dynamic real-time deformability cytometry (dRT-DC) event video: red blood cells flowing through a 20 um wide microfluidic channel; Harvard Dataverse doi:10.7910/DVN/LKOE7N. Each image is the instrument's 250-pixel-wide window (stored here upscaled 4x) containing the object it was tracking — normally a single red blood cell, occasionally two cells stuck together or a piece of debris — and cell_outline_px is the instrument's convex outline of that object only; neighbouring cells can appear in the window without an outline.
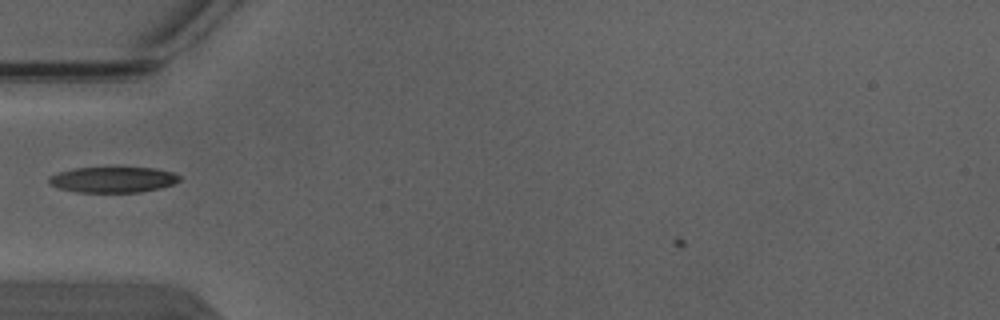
{"species": "Egyptian fruit bat (a non-hibernating species)", "species_latin": "Rousettus aegyptiacus", "temperature_condition": "warm", "stored_images_in_passage": 3, "camera_frame_rate_fps": 3000, "um_per_image_px": 0.085, "animal": {"sex": "male"}, "frame": {"image": 1, "passage_image": 2, "time_ms": 0.333, "image_size_px": [1000, 320], "cell_outline_px": [[180, 180], [172, 184], [160, 188], [140, 192], [76, 192], [60, 188], [48, 184], [48, 176], [72, 168], [156, 168], [172, 172], [180, 176]], "centroid_in_image_um": [9.58, 15.27], "position_along_channel_um": 75.4, "area_um2": 19.48}}
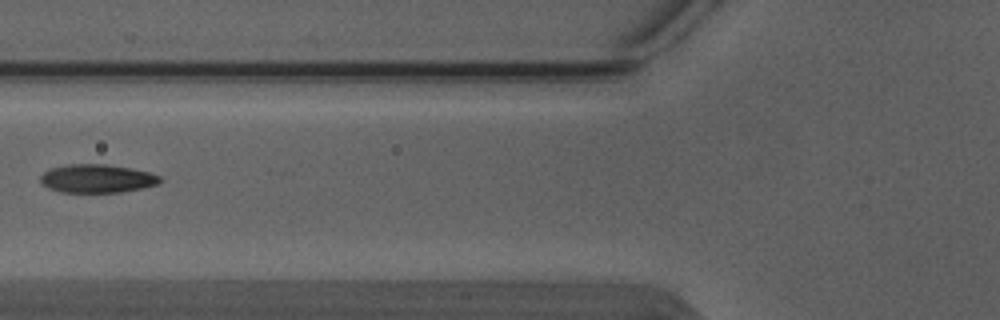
{"frame": {"image": 2, "passage_image": 3, "time_ms": 0.667, "image_size_px": [1000, 320], "cell_outline_px": [[160, 180], [156, 184], [140, 188], [120, 192], [60, 192], [48, 188], [40, 184], [40, 176], [44, 172], [52, 168], [68, 164], [104, 164], [128, 168], [148, 172], [160, 176]], "centroid_in_image_um": [8.17, 15.18], "position_along_channel_um": 117.6, "area_um2": 19.54}}